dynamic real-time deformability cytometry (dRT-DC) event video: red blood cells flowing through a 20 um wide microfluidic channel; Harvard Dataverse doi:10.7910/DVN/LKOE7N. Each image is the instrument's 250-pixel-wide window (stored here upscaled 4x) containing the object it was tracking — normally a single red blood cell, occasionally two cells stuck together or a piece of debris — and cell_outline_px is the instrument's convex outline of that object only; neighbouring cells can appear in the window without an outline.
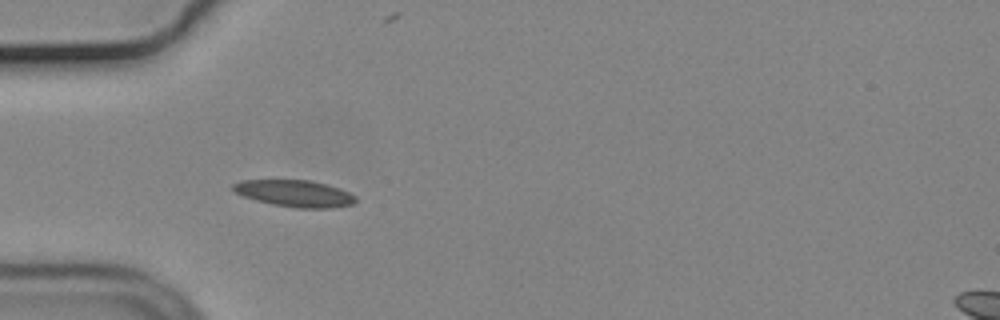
{"species": "common noctule bat (a hibernating species)", "species_latin": "Nyctalus noctula", "temperature_condition": "cold", "stored_images_in_passage": 20, "camera_frame_rate_fps": 3000, "um_per_image_px": 0.085, "animal": {"sex": "male", "body_mass_g": 19.2, "forearm_length_mm": 51.8}, "frame": {"image": 1, "passage_image": 6, "time_ms": 1.667, "image_size_px": [1000, 320], "cell_outline_px": [[356, 200], [352, 204], [332, 208], [296, 208], [272, 204], [256, 200], [244, 196], [236, 192], [232, 188], [232, 184], [240, 180], [312, 180], [340, 188], [356, 196]], "centroid_in_image_um": [25.06, 16.44], "position_along_channel_um": 59.9, "area_um2": 19.07}}
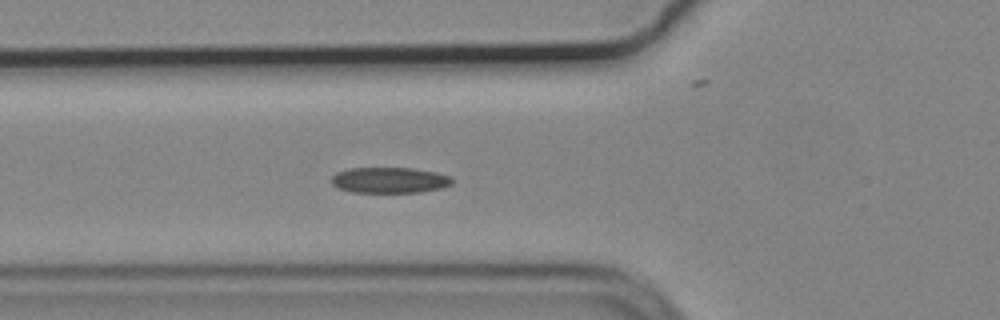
{"frame": {"image": 2, "passage_image": 9, "time_ms": 2.667, "image_size_px": [1000, 320], "cell_outline_px": [[452, 184], [444, 188], [420, 192], [352, 192], [340, 188], [332, 184], [328, 180], [336, 172], [348, 168], [412, 168], [436, 172], [452, 176]], "centroid_in_image_um": [33.12, 15.31], "position_along_channel_um": 92.7, "area_um2": 18.32}}
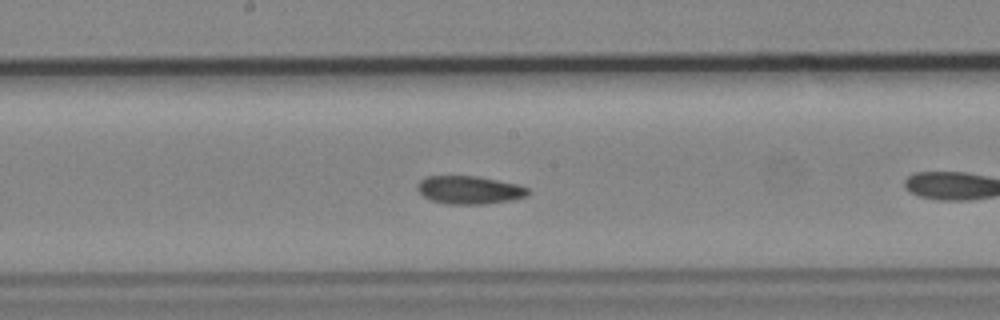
{"frame": {"image": 3, "passage_image": 15, "time_ms": 4.667, "image_size_px": [1000, 320], "cell_outline_px": [[532, 192], [528, 196], [512, 200], [484, 204], [448, 204], [432, 200], [424, 196], [416, 188], [416, 184], [424, 176], [480, 176], [516, 184], [528, 188]], "centroid_in_image_um": [39.91, 16.14], "position_along_channel_um": 208.3, "area_um2": 18.26}}